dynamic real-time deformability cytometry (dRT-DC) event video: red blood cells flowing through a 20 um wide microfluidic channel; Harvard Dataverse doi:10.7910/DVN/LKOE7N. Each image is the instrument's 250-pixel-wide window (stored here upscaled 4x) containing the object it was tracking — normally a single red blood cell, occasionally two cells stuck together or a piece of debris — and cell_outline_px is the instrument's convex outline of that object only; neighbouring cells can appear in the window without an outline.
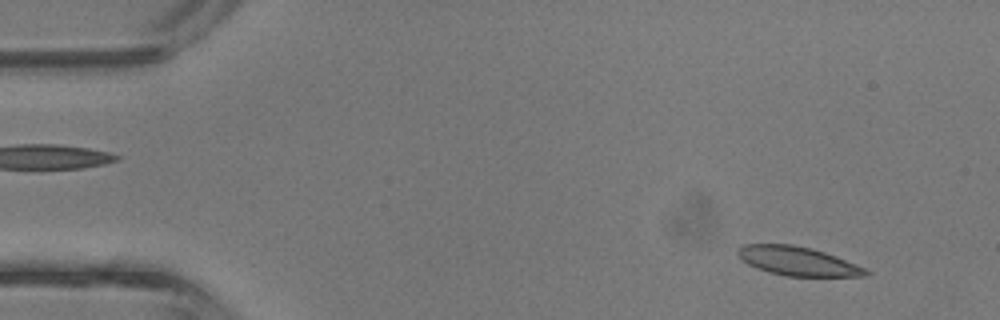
{"species": "common noctule bat (a hibernating species)", "species_latin": "Nyctalus noctula", "temperature_condition": "room temperature", "stored_images_in_passage": 42, "camera_frame_rate_fps": 3000, "um_per_image_px": 0.085, "animal": {"sex": "male", "body_mass_g": 13.3}, "frame": {"image": 1, "passage_image": 3, "time_ms": 0.667, "image_size_px": [1000, 320], "cell_outline_px": [[872, 272], [868, 276], [784, 276], [768, 272], [756, 268], [748, 264], [736, 252], [736, 248], [744, 244], [792, 244], [812, 248], [836, 256], [856, 264]], "centroid_in_image_um": [67.8, 22.19], "position_along_channel_um": 17.2, "area_um2": 21.62}}
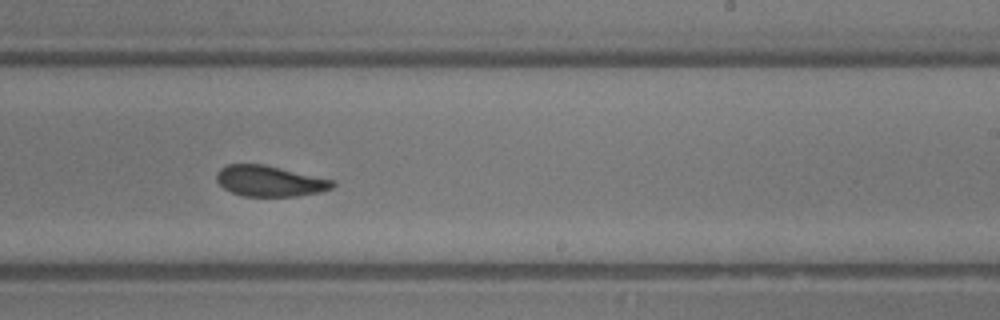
{"frame": {"image": 2, "passage_image": 25, "time_ms": 8.0, "image_size_px": [1000, 320], "cell_outline_px": [[336, 184], [332, 188], [320, 192], [296, 196], [244, 196], [232, 192], [224, 188], [216, 180], [216, 172], [220, 168], [228, 164], [264, 164], [336, 180]], "centroid_in_image_um": [22.95, 15.38], "position_along_channel_um": 266.1, "area_um2": 20.92}}
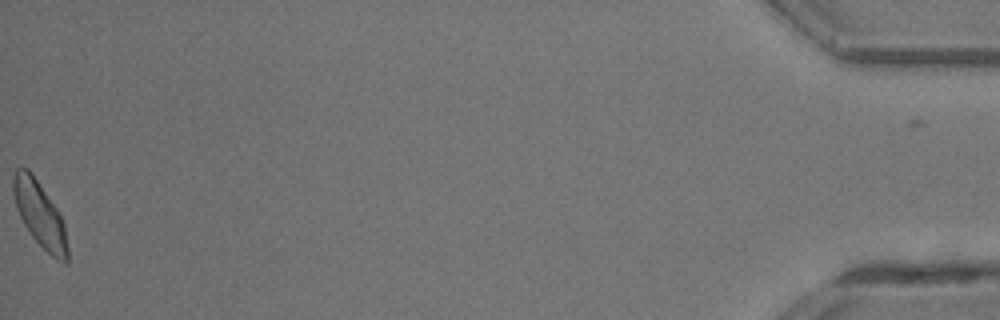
{"frame": {"image": 3, "passage_image": 42, "time_ms": 13.667, "image_size_px": [1000, 320], "cell_outline_px": [[68, 264], [64, 264], [56, 260], [32, 236], [24, 224], [16, 208], [12, 192], [12, 176], [16, 168], [28, 168], [32, 172], [56, 208], [64, 224], [68, 248]], "centroid_in_image_um": [3.37, 18.21], "position_along_channel_um": 431.8, "area_um2": 20.63}, "authors_computed_cell_mechanics": {"area_um2": 21.3571, "velocity_mm_per_s": 4.7949, "shape_relaxation_time_tau1_ms": 3.569, "shape_relaxation_time_tau2_ms": 1.6642, "deformation_change_tau1": 0.1125, "deformation_change_tau2": 0.0782}}